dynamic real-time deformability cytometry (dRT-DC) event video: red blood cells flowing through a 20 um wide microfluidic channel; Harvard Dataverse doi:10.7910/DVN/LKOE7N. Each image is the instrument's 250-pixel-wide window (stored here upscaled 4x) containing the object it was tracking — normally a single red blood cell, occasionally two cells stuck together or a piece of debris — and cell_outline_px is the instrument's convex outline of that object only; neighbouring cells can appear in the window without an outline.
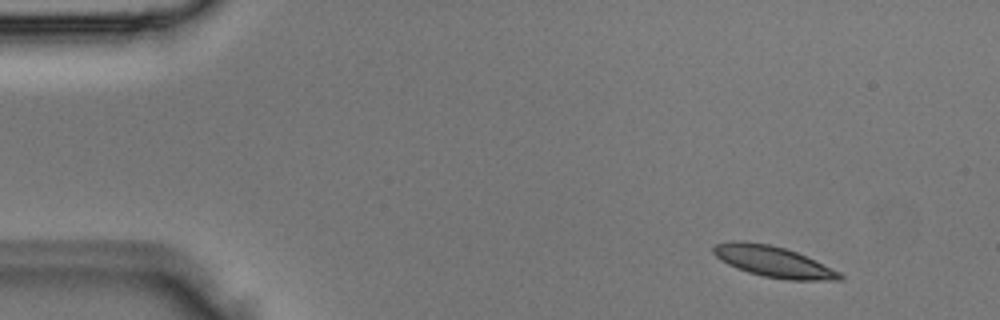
{"species": "Egyptian fruit bat (a non-hibernating species)", "species_latin": "Rousettus aegyptiacus", "temperature_condition": "room temperature", "stored_images_in_passage": 3, "camera_frame_rate_fps": 3000, "um_per_image_px": 0.085, "animal": {"sex": "male"}, "frame": {"image": 1, "passage_image": 3, "time_ms": 0.667, "image_size_px": [1000, 320], "cell_outline_px": [[844, 280], [788, 280], [764, 276], [748, 272], [736, 268], [720, 260], [712, 252], [712, 248], [716, 244], [728, 240], [744, 240], [768, 244], [784, 248], [796, 252], [840, 272], [844, 276]], "centroid_in_image_um": [65.69, 22.23], "position_along_channel_um": 19.3, "area_um2": 22.77}}